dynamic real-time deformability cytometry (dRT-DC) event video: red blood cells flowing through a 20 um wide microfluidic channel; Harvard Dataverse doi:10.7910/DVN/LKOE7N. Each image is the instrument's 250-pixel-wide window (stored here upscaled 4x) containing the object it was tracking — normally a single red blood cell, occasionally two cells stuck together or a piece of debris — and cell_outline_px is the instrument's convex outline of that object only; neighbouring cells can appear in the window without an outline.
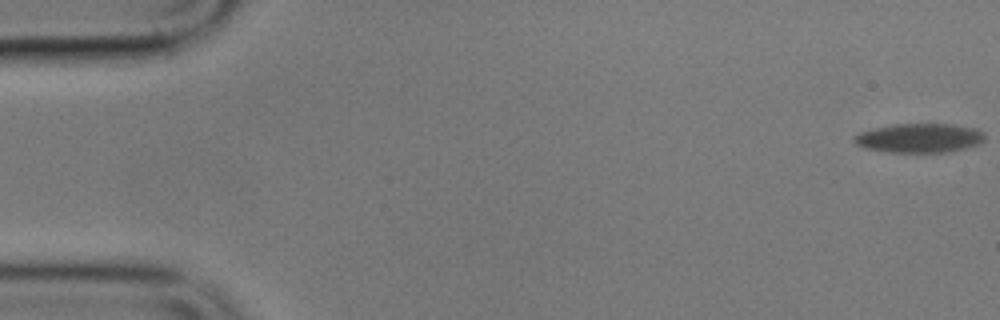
{"species": "common noctule bat (a hibernating species)", "species_latin": "Nyctalus noctula", "temperature_condition": "cold", "stored_images_in_passage": 10, "camera_frame_rate_fps": 3000, "um_per_image_px": 0.085, "animal": {"sex": "male", "body_mass_g": 17.9}, "frame": {"image": 1, "passage_image": 1, "time_ms": 0.0, "image_size_px": [1000, 320], "cell_outline_px": [[984, 140], [980, 144], [948, 152], [888, 152], [864, 148], [856, 144], [852, 140], [852, 136], [860, 132], [892, 124], [952, 124], [976, 128], [984, 132]], "centroid_in_image_um": [78.14, 11.73], "position_along_channel_um": 6.9, "area_um2": 22.31}}
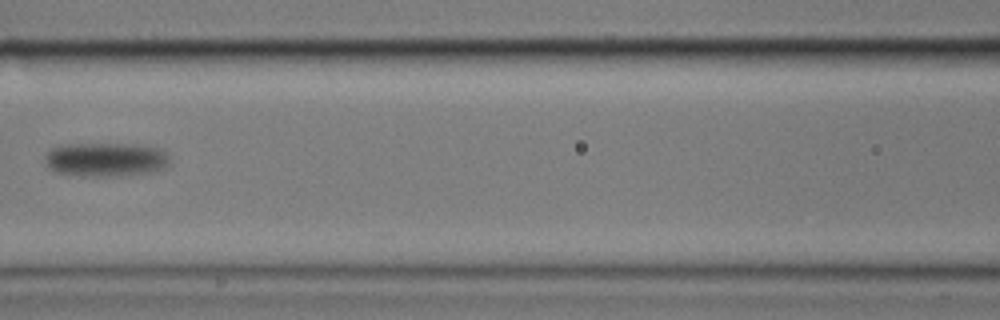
{"frame": {"image": 2, "passage_image": 8, "time_ms": 9.333, "image_size_px": [1000, 320], "cell_outline_px": [[168, 168], [152, 172], [104, 176], [84, 176], [56, 172], [48, 168], [44, 160], [44, 156], [52, 148], [60, 144], [140, 144], [160, 148], [168, 156]], "centroid_in_image_um": [8.97, 13.54], "position_along_channel_um": 157.6, "area_um2": 24.85}}
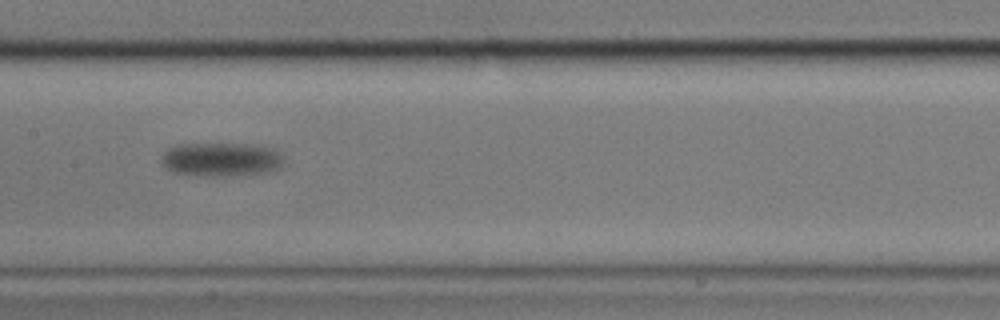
{"frame": {"image": 3, "passage_image": 9, "time_ms": 10.333, "image_size_px": [1000, 320], "cell_outline_px": [[284, 160], [280, 168], [272, 172], [220, 176], [212, 176], [172, 172], [160, 164], [160, 160], [164, 152], [168, 148], [176, 144], [260, 144], [272, 148], [280, 152], [284, 156]], "centroid_in_image_um": [18.83, 13.54], "position_along_channel_um": 188.6, "area_um2": 24.51}}